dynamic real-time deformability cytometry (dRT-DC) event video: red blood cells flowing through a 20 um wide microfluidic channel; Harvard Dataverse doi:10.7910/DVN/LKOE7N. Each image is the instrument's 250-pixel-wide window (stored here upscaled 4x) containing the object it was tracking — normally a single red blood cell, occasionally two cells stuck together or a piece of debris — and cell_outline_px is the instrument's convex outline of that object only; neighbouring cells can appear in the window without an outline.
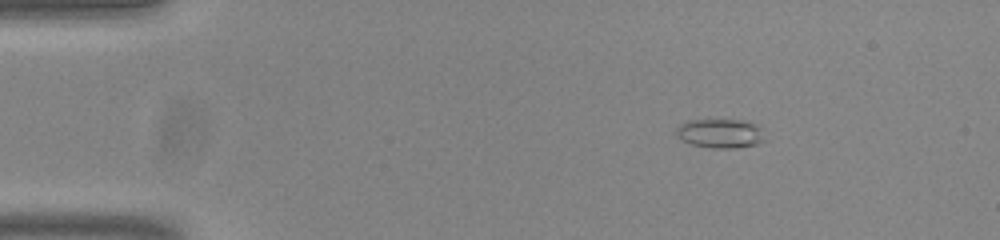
{"species": "common noctule bat (a hibernating species)", "species_latin": "Nyctalus noctula", "temperature_condition": "room temperature", "stored_images_in_passage": 54, "camera_frame_rate_fps": 3000, "um_per_image_px": 0.085, "animal": {"sex": "male", "body_mass_g": 20.0, "forearm_length_mm": 53.3}, "frame": {"image": 1, "passage_image": 8, "time_ms": 2.333, "image_size_px": [1000, 240], "cell_outline_px": [[764, 140], [756, 144], [736, 148], [712, 148], [692, 144], [676, 136], [676, 128], [680, 124], [688, 120], [740, 120], [756, 124], [760, 128]], "centroid_in_image_um": [61.19, 11.34], "position_along_channel_um": 23.8, "area_um2": 14.85}}
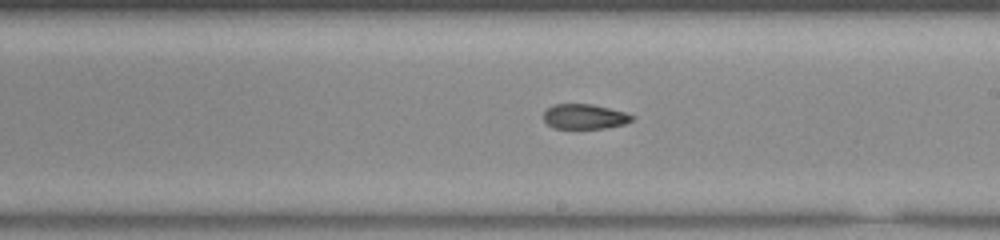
{"frame": {"image": 2, "passage_image": 31, "time_ms": 10.0, "image_size_px": [1000, 240], "cell_outline_px": [[636, 116], [632, 120], [624, 124], [604, 128], [552, 128], [544, 120], [544, 112], [552, 104], [592, 104], [624, 112]], "centroid_in_image_um": [49.68, 9.9], "position_along_channel_um": 239.3, "area_um2": 12.77}}
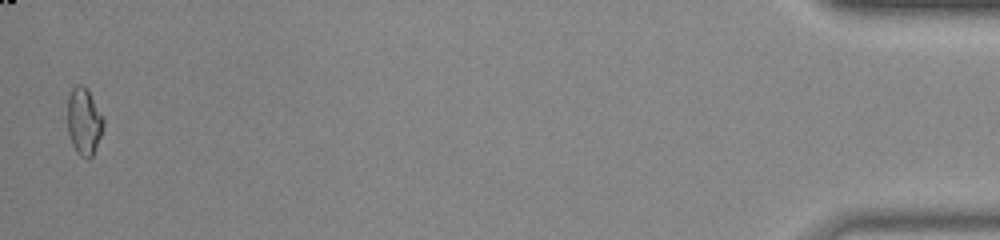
{"frame": {"image": 3, "passage_image": 53, "time_ms": 17.333, "image_size_px": [1000, 240], "cell_outline_px": [[104, 124], [100, 136], [92, 156], [88, 160], [80, 156], [76, 152], [72, 144], [68, 132], [68, 96], [72, 88], [76, 84], [84, 84], [88, 88], [104, 116]], "centroid_in_image_um": [7.15, 10.28], "position_along_channel_um": 428.1, "area_um2": 14.33}, "authors_computed_cell_mechanics": {"area_um2": 14.2477, "velocity_mm_per_s": 3.8374, "shape_relaxation_time_tau1_ms": null, "shape_relaxation_time_tau2_ms": 3.6098, "deformation_change_tau1": null, "deformation_change_tau2": 0.0924}}